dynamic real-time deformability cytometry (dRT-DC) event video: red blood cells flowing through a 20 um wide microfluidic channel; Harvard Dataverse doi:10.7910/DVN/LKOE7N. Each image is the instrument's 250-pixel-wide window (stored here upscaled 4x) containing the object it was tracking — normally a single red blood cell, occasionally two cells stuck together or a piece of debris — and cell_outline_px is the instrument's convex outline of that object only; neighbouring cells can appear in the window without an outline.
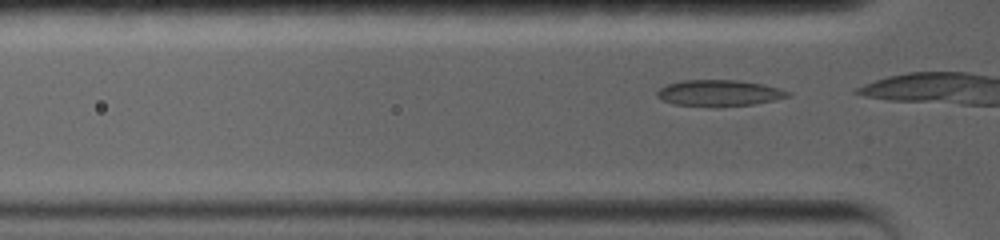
{"species": "common noctule bat (a hibernating species)", "species_latin": "Nyctalus noctula", "temperature_condition": "warm", "stored_images_in_passage": 9, "camera_frame_rate_fps": 5000, "um_per_image_px": 0.085, "animal": {"sex": "female", "body_mass_g": 19.0, "forearm_length_mm": 56.7}, "frame": {"image": 1, "passage_image": 2, "time_ms": 0.2, "image_size_px": [1000, 240], "cell_outline_px": [[792, 96], [752, 104], [720, 108], [672, 104], [656, 96], [656, 92], [660, 88], [668, 84], [680, 80], [740, 80], [764, 84], [780, 88], [792, 92]], "centroid_in_image_um": [61.14, 7.92], "position_along_channel_um": 64.7, "area_um2": 20.4}}
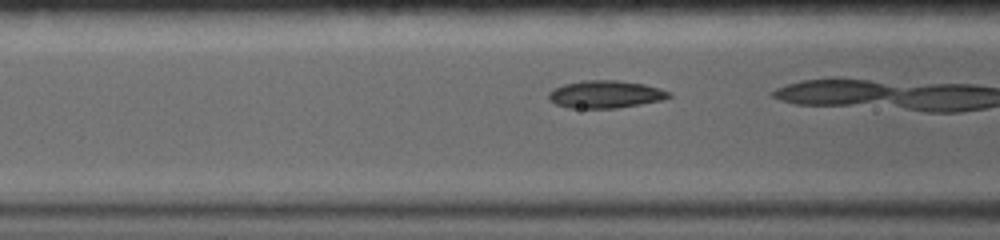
{"frame": {"image": 2, "passage_image": 7, "time_ms": 1.6, "image_size_px": [1000, 240], "cell_outline_px": [[672, 96], [664, 100], [616, 108], [568, 108], [556, 104], [548, 100], [548, 92], [552, 88], [564, 84], [584, 80], [616, 80], [644, 84], [660, 88], [672, 92]], "centroid_in_image_um": [51.46, 8.01], "position_along_channel_um": 115.1, "area_um2": 19.54}}